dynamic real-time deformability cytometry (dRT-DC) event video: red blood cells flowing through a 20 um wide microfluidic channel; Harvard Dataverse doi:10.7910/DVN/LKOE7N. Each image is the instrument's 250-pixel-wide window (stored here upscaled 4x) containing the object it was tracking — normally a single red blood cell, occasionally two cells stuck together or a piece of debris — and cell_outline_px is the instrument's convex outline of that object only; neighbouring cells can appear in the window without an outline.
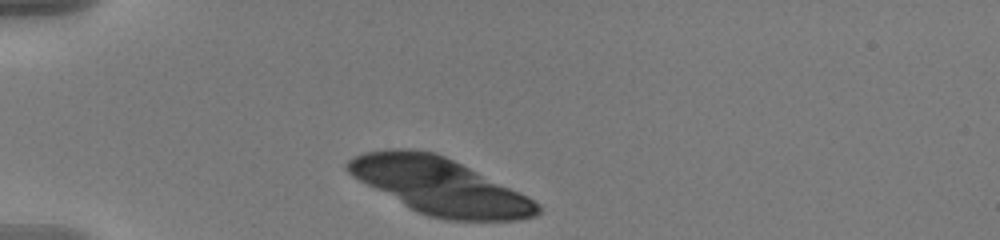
{"species": "human", "species_latin": "Homo sapiens", "temperature_condition": "warm", "stored_images_in_passage": 38, "camera_frame_rate_fps": 3000, "um_per_image_px": 0.085, "donor": {"sex": "male"}, "frame": {"image": 1, "passage_image": 1, "time_ms": 0.0, "image_size_px": [1000, 240], "cell_outline_px": [[544, 208], [536, 216], [520, 220], [448, 220], [428, 216], [412, 208], [352, 176], [344, 168], [344, 164], [348, 160], [364, 152], [384, 148], [408, 148], [436, 152], [528, 196], [540, 204]], "centroid_in_image_um": [37.39, 15.81], "position_along_channel_um": 47.6, "area_um2": 61.73}}
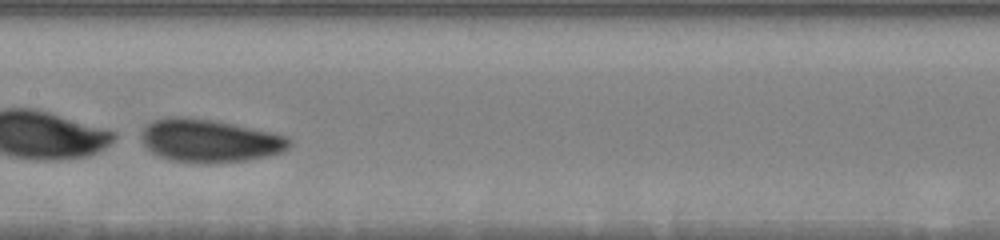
{"frame": {"image": 2, "passage_image": 16, "time_ms": 5.0, "image_size_px": [1000, 240], "cell_outline_px": [[292, 144], [288, 148], [280, 152], [248, 160], [200, 164], [172, 160], [160, 156], [152, 152], [144, 144], [140, 136], [144, 128], [152, 120], [164, 116], [184, 116], [216, 120], [272, 132], [288, 136], [292, 140]], "centroid_in_image_um": [17.81, 11.94], "position_along_channel_um": 189.6, "area_um2": 37.4}}
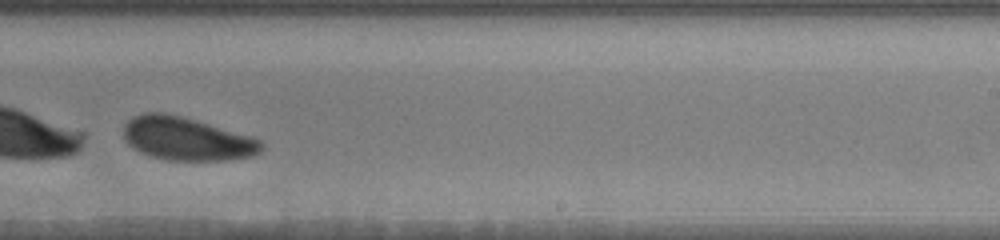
{"frame": {"image": 3, "passage_image": 23, "time_ms": 7.333, "image_size_px": [1000, 240], "cell_outline_px": [[264, 148], [260, 152], [252, 156], [232, 160], [168, 160], [152, 156], [140, 152], [132, 148], [124, 140], [124, 124], [132, 116], [144, 112], [164, 112], [180, 116], [252, 136], [260, 140], [264, 144]], "centroid_in_image_um": [15.86, 11.8], "position_along_channel_um": 273.1, "area_um2": 34.85}, "authors_computed_cell_mechanics": {"area_um2": 35.9516, "velocity_mm_per_s": 3.5868, "shape_relaxation_time_tau1_ms": 1.552, "shape_relaxation_time_tau2_ms": null, "deformation_change_tau1": 0.2413, "deformation_change_tau2": null}}